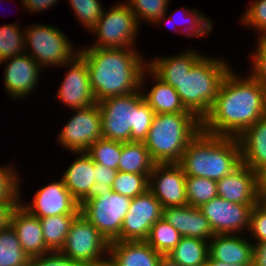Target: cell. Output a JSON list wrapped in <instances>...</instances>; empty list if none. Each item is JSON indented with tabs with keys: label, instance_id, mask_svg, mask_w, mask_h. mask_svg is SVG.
Here are the masks:
<instances>
[{
	"label": "cell",
	"instance_id": "40",
	"mask_svg": "<svg viewBox=\"0 0 266 266\" xmlns=\"http://www.w3.org/2000/svg\"><path fill=\"white\" fill-rule=\"evenodd\" d=\"M94 171L95 183L90 187L88 193L78 202L79 206L91 198L104 195L108 191H113L112 185L118 170L95 163Z\"/></svg>",
	"mask_w": 266,
	"mask_h": 266
},
{
	"label": "cell",
	"instance_id": "17",
	"mask_svg": "<svg viewBox=\"0 0 266 266\" xmlns=\"http://www.w3.org/2000/svg\"><path fill=\"white\" fill-rule=\"evenodd\" d=\"M5 61L7 62L4 67L5 90L15 101L22 100L36 90L43 68L26 53L5 59L0 64Z\"/></svg>",
	"mask_w": 266,
	"mask_h": 266
},
{
	"label": "cell",
	"instance_id": "25",
	"mask_svg": "<svg viewBox=\"0 0 266 266\" xmlns=\"http://www.w3.org/2000/svg\"><path fill=\"white\" fill-rule=\"evenodd\" d=\"M73 154H77V158L69 165L61 178L66 188L79 202L95 183V162L86 151L73 152Z\"/></svg>",
	"mask_w": 266,
	"mask_h": 266
},
{
	"label": "cell",
	"instance_id": "3",
	"mask_svg": "<svg viewBox=\"0 0 266 266\" xmlns=\"http://www.w3.org/2000/svg\"><path fill=\"white\" fill-rule=\"evenodd\" d=\"M178 164L186 176L221 180L241 164L239 139L201 130L190 141Z\"/></svg>",
	"mask_w": 266,
	"mask_h": 266
},
{
	"label": "cell",
	"instance_id": "41",
	"mask_svg": "<svg viewBox=\"0 0 266 266\" xmlns=\"http://www.w3.org/2000/svg\"><path fill=\"white\" fill-rule=\"evenodd\" d=\"M242 24L258 30V33H266V0H252L251 5L242 15Z\"/></svg>",
	"mask_w": 266,
	"mask_h": 266
},
{
	"label": "cell",
	"instance_id": "6",
	"mask_svg": "<svg viewBox=\"0 0 266 266\" xmlns=\"http://www.w3.org/2000/svg\"><path fill=\"white\" fill-rule=\"evenodd\" d=\"M200 131L201 120L193 113L155 114L143 143L156 164L179 163Z\"/></svg>",
	"mask_w": 266,
	"mask_h": 266
},
{
	"label": "cell",
	"instance_id": "49",
	"mask_svg": "<svg viewBox=\"0 0 266 266\" xmlns=\"http://www.w3.org/2000/svg\"><path fill=\"white\" fill-rule=\"evenodd\" d=\"M205 266H253V265L227 264L217 260H213L208 256Z\"/></svg>",
	"mask_w": 266,
	"mask_h": 266
},
{
	"label": "cell",
	"instance_id": "1",
	"mask_svg": "<svg viewBox=\"0 0 266 266\" xmlns=\"http://www.w3.org/2000/svg\"><path fill=\"white\" fill-rule=\"evenodd\" d=\"M232 68L224 77L201 130L238 138L247 128L266 115V89L250 74L238 76Z\"/></svg>",
	"mask_w": 266,
	"mask_h": 266
},
{
	"label": "cell",
	"instance_id": "24",
	"mask_svg": "<svg viewBox=\"0 0 266 266\" xmlns=\"http://www.w3.org/2000/svg\"><path fill=\"white\" fill-rule=\"evenodd\" d=\"M238 139L241 163L257 172L266 164V115L247 128Z\"/></svg>",
	"mask_w": 266,
	"mask_h": 266
},
{
	"label": "cell",
	"instance_id": "5",
	"mask_svg": "<svg viewBox=\"0 0 266 266\" xmlns=\"http://www.w3.org/2000/svg\"><path fill=\"white\" fill-rule=\"evenodd\" d=\"M231 67L222 58L204 55L180 77H158L180 95L185 108L203 120L213 105L220 85Z\"/></svg>",
	"mask_w": 266,
	"mask_h": 266
},
{
	"label": "cell",
	"instance_id": "43",
	"mask_svg": "<svg viewBox=\"0 0 266 266\" xmlns=\"http://www.w3.org/2000/svg\"><path fill=\"white\" fill-rule=\"evenodd\" d=\"M254 245L266 242V211L256 204L251 211L249 231Z\"/></svg>",
	"mask_w": 266,
	"mask_h": 266
},
{
	"label": "cell",
	"instance_id": "7",
	"mask_svg": "<svg viewBox=\"0 0 266 266\" xmlns=\"http://www.w3.org/2000/svg\"><path fill=\"white\" fill-rule=\"evenodd\" d=\"M24 31L25 53L27 47H30L31 50L26 54L41 67L63 66L79 54V49L75 50L65 33L52 25L32 24L24 28Z\"/></svg>",
	"mask_w": 266,
	"mask_h": 266
},
{
	"label": "cell",
	"instance_id": "29",
	"mask_svg": "<svg viewBox=\"0 0 266 266\" xmlns=\"http://www.w3.org/2000/svg\"><path fill=\"white\" fill-rule=\"evenodd\" d=\"M78 214H61L39 218L46 247L51 252L60 251L65 244L71 224Z\"/></svg>",
	"mask_w": 266,
	"mask_h": 266
},
{
	"label": "cell",
	"instance_id": "50",
	"mask_svg": "<svg viewBox=\"0 0 266 266\" xmlns=\"http://www.w3.org/2000/svg\"><path fill=\"white\" fill-rule=\"evenodd\" d=\"M157 266H180L167 256H162Z\"/></svg>",
	"mask_w": 266,
	"mask_h": 266
},
{
	"label": "cell",
	"instance_id": "47",
	"mask_svg": "<svg viewBox=\"0 0 266 266\" xmlns=\"http://www.w3.org/2000/svg\"><path fill=\"white\" fill-rule=\"evenodd\" d=\"M253 266H266V242L254 246Z\"/></svg>",
	"mask_w": 266,
	"mask_h": 266
},
{
	"label": "cell",
	"instance_id": "10",
	"mask_svg": "<svg viewBox=\"0 0 266 266\" xmlns=\"http://www.w3.org/2000/svg\"><path fill=\"white\" fill-rule=\"evenodd\" d=\"M131 198L113 191L94 197L80 206V213L110 243L121 233L123 219L126 216Z\"/></svg>",
	"mask_w": 266,
	"mask_h": 266
},
{
	"label": "cell",
	"instance_id": "32",
	"mask_svg": "<svg viewBox=\"0 0 266 266\" xmlns=\"http://www.w3.org/2000/svg\"><path fill=\"white\" fill-rule=\"evenodd\" d=\"M180 233L163 218L152 225L146 242L162 256H167L181 239Z\"/></svg>",
	"mask_w": 266,
	"mask_h": 266
},
{
	"label": "cell",
	"instance_id": "18",
	"mask_svg": "<svg viewBox=\"0 0 266 266\" xmlns=\"http://www.w3.org/2000/svg\"><path fill=\"white\" fill-rule=\"evenodd\" d=\"M217 182V195L243 205L258 204L257 172L241 163Z\"/></svg>",
	"mask_w": 266,
	"mask_h": 266
},
{
	"label": "cell",
	"instance_id": "52",
	"mask_svg": "<svg viewBox=\"0 0 266 266\" xmlns=\"http://www.w3.org/2000/svg\"><path fill=\"white\" fill-rule=\"evenodd\" d=\"M91 266H114L113 263L107 259L101 263H98V264H94V265H91Z\"/></svg>",
	"mask_w": 266,
	"mask_h": 266
},
{
	"label": "cell",
	"instance_id": "30",
	"mask_svg": "<svg viewBox=\"0 0 266 266\" xmlns=\"http://www.w3.org/2000/svg\"><path fill=\"white\" fill-rule=\"evenodd\" d=\"M181 10H182V12H181L182 16H184L181 19H179L180 17L177 16L179 14L176 15L175 12L171 11V14L169 16L164 15L162 18H159L154 24L161 26L160 23L166 22V20H167L168 23L172 22L171 25L174 24V25H172L173 28L171 27L174 30V28L176 26V22L178 24L179 23L178 21L183 19L182 21H184V23H186V21H187L186 24L188 26L185 27V30L181 34L186 35V37H188V38L189 37H196V38L198 37L199 38L202 36H206L209 34V32H211L213 30V27H212L213 21L211 22L208 19V17L205 16V14H202L201 12L199 13V11L196 9L191 10L187 7H182ZM174 13H175V15H174Z\"/></svg>",
	"mask_w": 266,
	"mask_h": 266
},
{
	"label": "cell",
	"instance_id": "28",
	"mask_svg": "<svg viewBox=\"0 0 266 266\" xmlns=\"http://www.w3.org/2000/svg\"><path fill=\"white\" fill-rule=\"evenodd\" d=\"M209 256V242L193 237H181L167 255L180 266H205Z\"/></svg>",
	"mask_w": 266,
	"mask_h": 266
},
{
	"label": "cell",
	"instance_id": "14",
	"mask_svg": "<svg viewBox=\"0 0 266 266\" xmlns=\"http://www.w3.org/2000/svg\"><path fill=\"white\" fill-rule=\"evenodd\" d=\"M148 189L162 208L188 205L186 175L178 163L155 164L149 175Z\"/></svg>",
	"mask_w": 266,
	"mask_h": 266
},
{
	"label": "cell",
	"instance_id": "42",
	"mask_svg": "<svg viewBox=\"0 0 266 266\" xmlns=\"http://www.w3.org/2000/svg\"><path fill=\"white\" fill-rule=\"evenodd\" d=\"M257 48L251 55V74L266 89V33L257 39Z\"/></svg>",
	"mask_w": 266,
	"mask_h": 266
},
{
	"label": "cell",
	"instance_id": "23",
	"mask_svg": "<svg viewBox=\"0 0 266 266\" xmlns=\"http://www.w3.org/2000/svg\"><path fill=\"white\" fill-rule=\"evenodd\" d=\"M146 75L154 77L152 80L156 83L148 92L143 91L142 88L146 85V77H148ZM141 90L146 103L155 114L192 113L185 108L177 91L158 78L148 67L142 74Z\"/></svg>",
	"mask_w": 266,
	"mask_h": 266
},
{
	"label": "cell",
	"instance_id": "35",
	"mask_svg": "<svg viewBox=\"0 0 266 266\" xmlns=\"http://www.w3.org/2000/svg\"><path fill=\"white\" fill-rule=\"evenodd\" d=\"M86 153L97 164H102L110 169L118 170L122 153V142L101 138L94 142Z\"/></svg>",
	"mask_w": 266,
	"mask_h": 266
},
{
	"label": "cell",
	"instance_id": "39",
	"mask_svg": "<svg viewBox=\"0 0 266 266\" xmlns=\"http://www.w3.org/2000/svg\"><path fill=\"white\" fill-rule=\"evenodd\" d=\"M100 2L99 0H69L68 4L71 5L81 27L84 26L90 32L104 12Z\"/></svg>",
	"mask_w": 266,
	"mask_h": 266
},
{
	"label": "cell",
	"instance_id": "19",
	"mask_svg": "<svg viewBox=\"0 0 266 266\" xmlns=\"http://www.w3.org/2000/svg\"><path fill=\"white\" fill-rule=\"evenodd\" d=\"M162 218L172 225L182 237L209 240L215 235L208 219L197 207L184 205L163 208Z\"/></svg>",
	"mask_w": 266,
	"mask_h": 266
},
{
	"label": "cell",
	"instance_id": "16",
	"mask_svg": "<svg viewBox=\"0 0 266 266\" xmlns=\"http://www.w3.org/2000/svg\"><path fill=\"white\" fill-rule=\"evenodd\" d=\"M31 201H21V205L38 218L80 213L78 201L66 188L62 178L39 188Z\"/></svg>",
	"mask_w": 266,
	"mask_h": 266
},
{
	"label": "cell",
	"instance_id": "37",
	"mask_svg": "<svg viewBox=\"0 0 266 266\" xmlns=\"http://www.w3.org/2000/svg\"><path fill=\"white\" fill-rule=\"evenodd\" d=\"M126 2L139 24L142 20L153 24L159 18L167 15L170 3L169 0H129Z\"/></svg>",
	"mask_w": 266,
	"mask_h": 266
},
{
	"label": "cell",
	"instance_id": "44",
	"mask_svg": "<svg viewBox=\"0 0 266 266\" xmlns=\"http://www.w3.org/2000/svg\"><path fill=\"white\" fill-rule=\"evenodd\" d=\"M30 266H85L83 263L62 255L59 251L31 258Z\"/></svg>",
	"mask_w": 266,
	"mask_h": 266
},
{
	"label": "cell",
	"instance_id": "12",
	"mask_svg": "<svg viewBox=\"0 0 266 266\" xmlns=\"http://www.w3.org/2000/svg\"><path fill=\"white\" fill-rule=\"evenodd\" d=\"M162 214L159 200L147 189L131 200L120 236L115 241H146L152 225L162 218Z\"/></svg>",
	"mask_w": 266,
	"mask_h": 266
},
{
	"label": "cell",
	"instance_id": "46",
	"mask_svg": "<svg viewBox=\"0 0 266 266\" xmlns=\"http://www.w3.org/2000/svg\"><path fill=\"white\" fill-rule=\"evenodd\" d=\"M60 1V0H59ZM58 0H21V4L31 13H40L41 11H47L51 6L59 2Z\"/></svg>",
	"mask_w": 266,
	"mask_h": 266
},
{
	"label": "cell",
	"instance_id": "22",
	"mask_svg": "<svg viewBox=\"0 0 266 266\" xmlns=\"http://www.w3.org/2000/svg\"><path fill=\"white\" fill-rule=\"evenodd\" d=\"M162 255L146 241H112L108 259L114 266H157Z\"/></svg>",
	"mask_w": 266,
	"mask_h": 266
},
{
	"label": "cell",
	"instance_id": "31",
	"mask_svg": "<svg viewBox=\"0 0 266 266\" xmlns=\"http://www.w3.org/2000/svg\"><path fill=\"white\" fill-rule=\"evenodd\" d=\"M30 261L14 229L0 231V266H30Z\"/></svg>",
	"mask_w": 266,
	"mask_h": 266
},
{
	"label": "cell",
	"instance_id": "51",
	"mask_svg": "<svg viewBox=\"0 0 266 266\" xmlns=\"http://www.w3.org/2000/svg\"><path fill=\"white\" fill-rule=\"evenodd\" d=\"M258 205L266 211V191H258Z\"/></svg>",
	"mask_w": 266,
	"mask_h": 266
},
{
	"label": "cell",
	"instance_id": "27",
	"mask_svg": "<svg viewBox=\"0 0 266 266\" xmlns=\"http://www.w3.org/2000/svg\"><path fill=\"white\" fill-rule=\"evenodd\" d=\"M155 164L143 142H122V153L118 164L119 172L150 174Z\"/></svg>",
	"mask_w": 266,
	"mask_h": 266
},
{
	"label": "cell",
	"instance_id": "4",
	"mask_svg": "<svg viewBox=\"0 0 266 266\" xmlns=\"http://www.w3.org/2000/svg\"><path fill=\"white\" fill-rule=\"evenodd\" d=\"M103 138L120 142H143L155 116L142 90L98 102Z\"/></svg>",
	"mask_w": 266,
	"mask_h": 266
},
{
	"label": "cell",
	"instance_id": "38",
	"mask_svg": "<svg viewBox=\"0 0 266 266\" xmlns=\"http://www.w3.org/2000/svg\"><path fill=\"white\" fill-rule=\"evenodd\" d=\"M15 167L0 166V203H21L22 191Z\"/></svg>",
	"mask_w": 266,
	"mask_h": 266
},
{
	"label": "cell",
	"instance_id": "11",
	"mask_svg": "<svg viewBox=\"0 0 266 266\" xmlns=\"http://www.w3.org/2000/svg\"><path fill=\"white\" fill-rule=\"evenodd\" d=\"M72 111H75V115L60 130L57 142L71 152L86 151L103 138L100 108L96 103Z\"/></svg>",
	"mask_w": 266,
	"mask_h": 266
},
{
	"label": "cell",
	"instance_id": "34",
	"mask_svg": "<svg viewBox=\"0 0 266 266\" xmlns=\"http://www.w3.org/2000/svg\"><path fill=\"white\" fill-rule=\"evenodd\" d=\"M15 24L0 27V62L25 52V31Z\"/></svg>",
	"mask_w": 266,
	"mask_h": 266
},
{
	"label": "cell",
	"instance_id": "15",
	"mask_svg": "<svg viewBox=\"0 0 266 266\" xmlns=\"http://www.w3.org/2000/svg\"><path fill=\"white\" fill-rule=\"evenodd\" d=\"M62 67H69V70L64 75L56 94L58 101L71 109L85 108L96 104L85 60L78 54L71 62Z\"/></svg>",
	"mask_w": 266,
	"mask_h": 266
},
{
	"label": "cell",
	"instance_id": "13",
	"mask_svg": "<svg viewBox=\"0 0 266 266\" xmlns=\"http://www.w3.org/2000/svg\"><path fill=\"white\" fill-rule=\"evenodd\" d=\"M254 206L233 203L217 196L199 209L208 219L215 235H238L239 232L249 231L250 215Z\"/></svg>",
	"mask_w": 266,
	"mask_h": 266
},
{
	"label": "cell",
	"instance_id": "48",
	"mask_svg": "<svg viewBox=\"0 0 266 266\" xmlns=\"http://www.w3.org/2000/svg\"><path fill=\"white\" fill-rule=\"evenodd\" d=\"M258 191H266V164L257 171Z\"/></svg>",
	"mask_w": 266,
	"mask_h": 266
},
{
	"label": "cell",
	"instance_id": "45",
	"mask_svg": "<svg viewBox=\"0 0 266 266\" xmlns=\"http://www.w3.org/2000/svg\"><path fill=\"white\" fill-rule=\"evenodd\" d=\"M20 204L21 203H0V231L11 227L12 217Z\"/></svg>",
	"mask_w": 266,
	"mask_h": 266
},
{
	"label": "cell",
	"instance_id": "36",
	"mask_svg": "<svg viewBox=\"0 0 266 266\" xmlns=\"http://www.w3.org/2000/svg\"><path fill=\"white\" fill-rule=\"evenodd\" d=\"M149 175L118 171L113 181L112 190L115 193L134 199L148 189Z\"/></svg>",
	"mask_w": 266,
	"mask_h": 266
},
{
	"label": "cell",
	"instance_id": "2",
	"mask_svg": "<svg viewBox=\"0 0 266 266\" xmlns=\"http://www.w3.org/2000/svg\"><path fill=\"white\" fill-rule=\"evenodd\" d=\"M82 48L79 49V55L89 70L90 86L96 103L141 89L147 61L139 51L134 48Z\"/></svg>",
	"mask_w": 266,
	"mask_h": 266
},
{
	"label": "cell",
	"instance_id": "26",
	"mask_svg": "<svg viewBox=\"0 0 266 266\" xmlns=\"http://www.w3.org/2000/svg\"><path fill=\"white\" fill-rule=\"evenodd\" d=\"M201 53L196 50H187L166 57H156L147 60V67L157 77H180L188 73L190 69L203 57Z\"/></svg>",
	"mask_w": 266,
	"mask_h": 266
},
{
	"label": "cell",
	"instance_id": "21",
	"mask_svg": "<svg viewBox=\"0 0 266 266\" xmlns=\"http://www.w3.org/2000/svg\"><path fill=\"white\" fill-rule=\"evenodd\" d=\"M11 227L16 232L22 249L30 258L51 252L46 247L39 218L21 204L14 212Z\"/></svg>",
	"mask_w": 266,
	"mask_h": 266
},
{
	"label": "cell",
	"instance_id": "9",
	"mask_svg": "<svg viewBox=\"0 0 266 266\" xmlns=\"http://www.w3.org/2000/svg\"><path fill=\"white\" fill-rule=\"evenodd\" d=\"M109 245L105 237L79 213L59 252L85 266H91L108 259Z\"/></svg>",
	"mask_w": 266,
	"mask_h": 266
},
{
	"label": "cell",
	"instance_id": "8",
	"mask_svg": "<svg viewBox=\"0 0 266 266\" xmlns=\"http://www.w3.org/2000/svg\"><path fill=\"white\" fill-rule=\"evenodd\" d=\"M116 4V5H115ZM107 12L104 10L97 24L91 29L98 38L91 47L134 48L141 24L127 3H115Z\"/></svg>",
	"mask_w": 266,
	"mask_h": 266
},
{
	"label": "cell",
	"instance_id": "33",
	"mask_svg": "<svg viewBox=\"0 0 266 266\" xmlns=\"http://www.w3.org/2000/svg\"><path fill=\"white\" fill-rule=\"evenodd\" d=\"M186 194L189 206L201 207L217 197V182L197 176H186Z\"/></svg>",
	"mask_w": 266,
	"mask_h": 266
},
{
	"label": "cell",
	"instance_id": "20",
	"mask_svg": "<svg viewBox=\"0 0 266 266\" xmlns=\"http://www.w3.org/2000/svg\"><path fill=\"white\" fill-rule=\"evenodd\" d=\"M248 239L241 233L214 235L209 240V257L227 264L253 265L255 245Z\"/></svg>",
	"mask_w": 266,
	"mask_h": 266
}]
</instances>
